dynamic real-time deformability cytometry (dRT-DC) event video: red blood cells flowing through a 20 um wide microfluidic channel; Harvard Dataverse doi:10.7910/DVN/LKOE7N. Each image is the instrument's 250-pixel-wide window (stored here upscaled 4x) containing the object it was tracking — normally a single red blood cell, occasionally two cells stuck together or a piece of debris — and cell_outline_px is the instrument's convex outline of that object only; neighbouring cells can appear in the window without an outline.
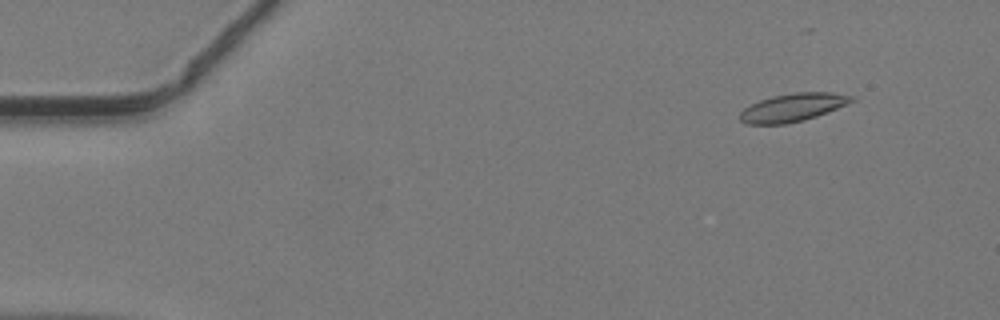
{"species": "common noctule bat (a hibernating species)", "species_latin": "Nyctalus noctula", "temperature_condition": "warm", "stored_images_in_passage": 31, "camera_frame_rate_fps": 3000, "um_per_image_px": 0.085, "animal": {"sex": "male", "body_mass_g": 19.2, "forearm_length_mm": 51.8}, "frame": {"image": 1, "passage_image": 3, "time_ms": 0.667, "image_size_px": [1000, 320], "cell_outline_px": [[856, 100], [848, 104], [828, 112], [804, 120], [784, 124], [748, 124], [740, 120], [740, 112], [744, 108], [760, 100], [772, 96], [796, 92], [832, 92], [856, 96]], "centroid_in_image_um": [67.44, 9.12], "position_along_channel_um": 17.6, "area_um2": 18.32}}
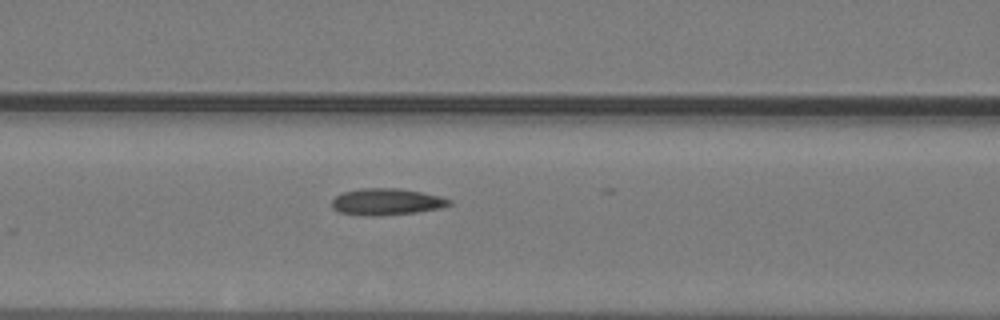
{"frame": {"image": 2, "passage_image": 18, "time_ms": 5.667, "image_size_px": [1000, 320], "cell_outline_px": [[452, 204], [440, 208], [416, 212], [380, 216], [368, 216], [340, 212], [332, 208], [332, 200], [336, 196], [344, 192], [360, 188], [400, 188], [440, 196], [452, 200]], "centroid_in_image_um": [32.86, 17.15], "position_along_channel_um": 133.7, "area_um2": 18.21}}
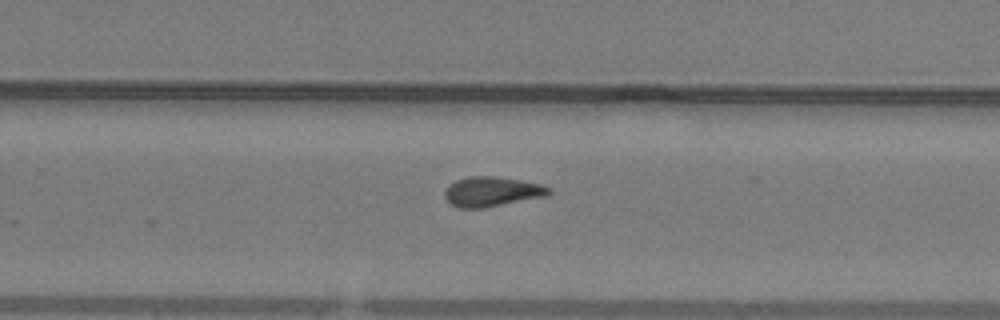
{"frame": {"image": 3, "passage_image": 29, "time_ms": 9.333, "image_size_px": [1000, 320], "cell_outline_px": [[552, 192], [548, 196], [484, 208], [460, 208], [452, 204], [444, 196], [444, 192], [448, 184], [456, 180], [472, 176], [496, 176], [520, 180], [540, 184], [552, 188]], "centroid_in_image_um": [41.84, 16.29], "position_along_channel_um": 288.0, "area_um2": 18.21}}